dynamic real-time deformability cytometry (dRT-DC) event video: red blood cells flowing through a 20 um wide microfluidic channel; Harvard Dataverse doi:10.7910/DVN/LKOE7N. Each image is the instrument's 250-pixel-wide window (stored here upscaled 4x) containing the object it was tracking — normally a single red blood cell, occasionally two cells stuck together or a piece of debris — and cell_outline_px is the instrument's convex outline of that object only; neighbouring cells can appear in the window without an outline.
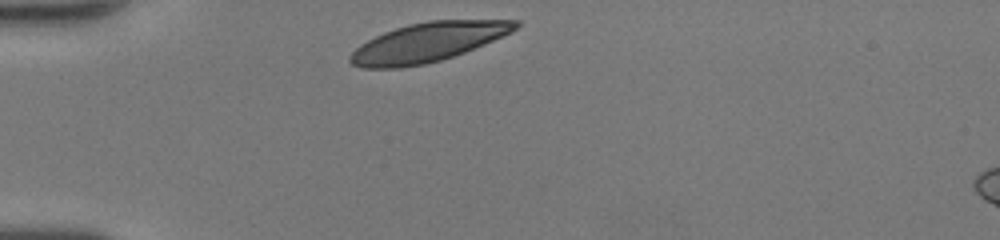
{"species": "human", "species_latin": "Homo sapiens", "temperature_condition": "room temperature", "stored_images_in_passage": 28, "camera_frame_rate_fps": 3000, "um_per_image_px": 0.085, "donor": {"sex": "female"}, "frame": {"image": 1, "passage_image": 1, "time_ms": 0.0, "image_size_px": [1000, 240], "cell_outline_px": [[520, 24], [512, 32], [504, 36], [464, 52], [440, 60], [424, 64], [400, 68], [360, 68], [352, 64], [348, 60], [348, 56], [360, 44], [384, 32], [408, 24], [428, 20], [520, 20]], "centroid_in_image_um": [36.35, 3.59], "position_along_channel_um": 48.7, "area_um2": 37.63}}
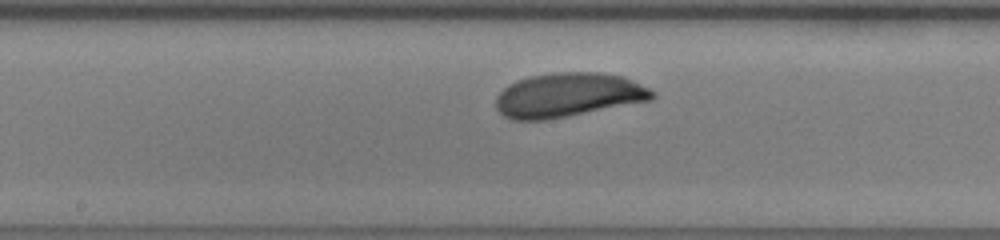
{"frame": {"image": 2, "passage_image": 14, "time_ms": 4.333, "image_size_px": [1000, 240], "cell_outline_px": [[656, 96], [652, 100], [544, 120], [512, 120], [504, 116], [496, 108], [496, 96], [508, 84], [516, 80], [532, 76], [556, 72], [600, 72], [624, 76], [656, 92]], "centroid_in_image_um": [48.29, 8.07], "position_along_channel_um": 199.9, "area_um2": 40.17}}
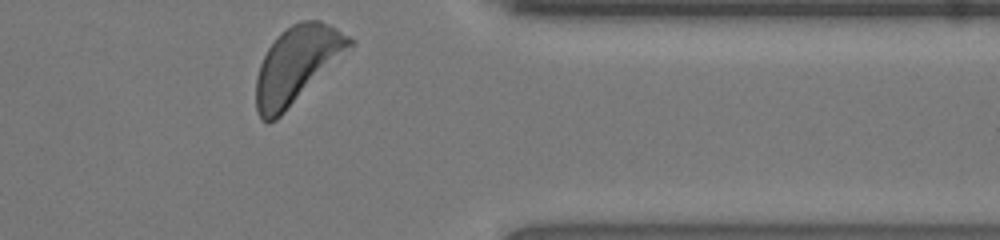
{"frame": {"image": 3, "passage_image": 28, "time_ms": 9.0, "image_size_px": [1000, 240], "cell_outline_px": [[356, 44], [352, 48], [276, 120], [268, 124], [260, 120], [256, 112], [256, 76], [260, 64], [268, 48], [276, 36], [280, 32], [292, 24], [300, 20], [320, 20], [336, 28], [356, 40]], "centroid_in_image_um": [25.24, 5.5], "position_along_channel_um": 386.2, "area_um2": 41.96}, "authors_computed_cell_mechanics": {"area_um2": 39.7664, "velocity_mm_per_s": 4.1826, "shape_relaxation_time_tau1_ms": 3.551, "shape_relaxation_time_tau2_ms": null, "deformation_change_tau1": 0.1419, "deformation_change_tau2": null}}